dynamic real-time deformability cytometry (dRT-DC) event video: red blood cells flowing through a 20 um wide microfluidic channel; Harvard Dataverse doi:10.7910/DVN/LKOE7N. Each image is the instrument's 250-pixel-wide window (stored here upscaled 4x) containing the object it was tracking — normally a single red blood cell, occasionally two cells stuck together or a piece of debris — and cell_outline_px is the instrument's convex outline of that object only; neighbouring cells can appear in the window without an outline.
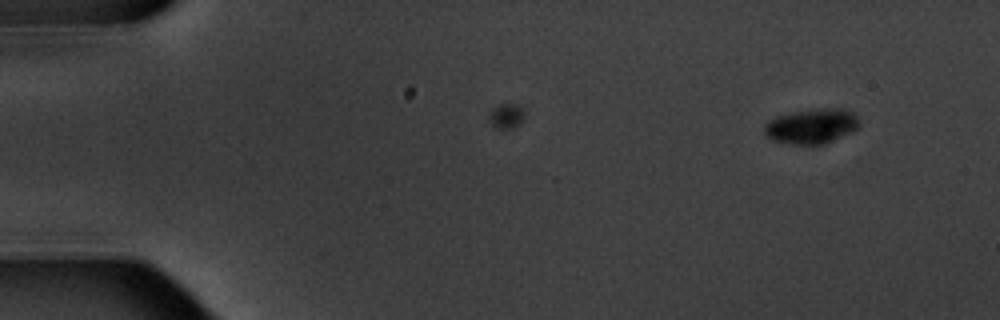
{"species": "common noctule bat (a hibernating species)", "species_latin": "Nyctalus noctula", "temperature_condition": "warm", "stored_images_in_passage": 3, "camera_frame_rate_fps": 3000, "um_per_image_px": 0.085, "animal": {"sex": "male", "body_mass_g": 20.1, "forearm_length_mm": 53.5}, "frame": {"image": 1, "passage_image": 3, "time_ms": 3.333, "image_size_px": [1000, 320], "cell_outline_px": [[860, 128], [852, 132], [824, 144], [788, 144], [772, 140], [764, 132], [764, 124], [768, 120], [776, 116], [792, 112], [828, 108], [844, 108], [852, 112], [860, 120]], "centroid_in_image_um": [69.01, 10.72], "position_along_channel_um": 16.0, "area_um2": 19.48}}